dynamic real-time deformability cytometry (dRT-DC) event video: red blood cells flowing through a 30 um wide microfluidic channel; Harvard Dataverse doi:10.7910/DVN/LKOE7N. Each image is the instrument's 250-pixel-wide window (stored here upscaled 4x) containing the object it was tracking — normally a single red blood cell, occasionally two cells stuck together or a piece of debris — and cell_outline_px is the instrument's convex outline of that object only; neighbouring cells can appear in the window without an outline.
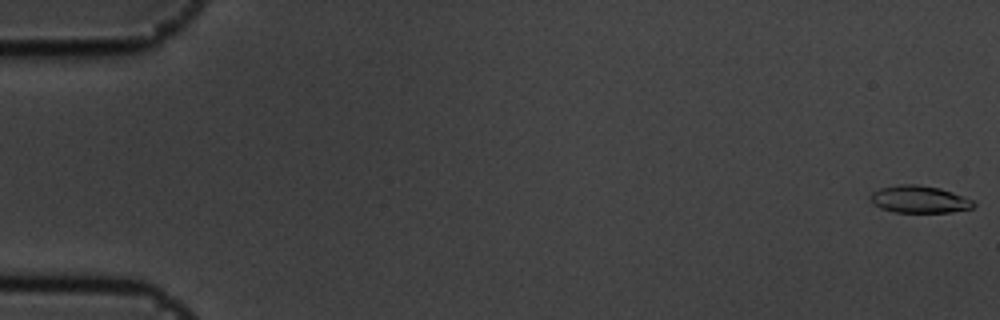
{"species": "common noctule bat (a hibernating species)", "species_latin": "Nyctalus noctula", "temperature_condition": "cold", "stored_images_in_passage": 13, "camera_frame_rate_fps": 3000, "um_per_image_px": 0.085, "animal": {"sex": "male", "body_mass_g": 19.5, "forearm_length_mm": 54.6}, "frame": {"image": 1, "passage_image": 1, "time_ms": 0.0, "image_size_px": [1000, 320], "cell_outline_px": [[976, 204], [972, 208], [952, 212], [896, 212], [880, 208], [872, 204], [868, 196], [872, 192], [880, 188], [900, 184], [916, 184], [940, 188], [976, 200]], "centroid_in_image_um": [78.14, 16.94], "position_along_channel_um": 6.9, "area_um2": 16.59}}
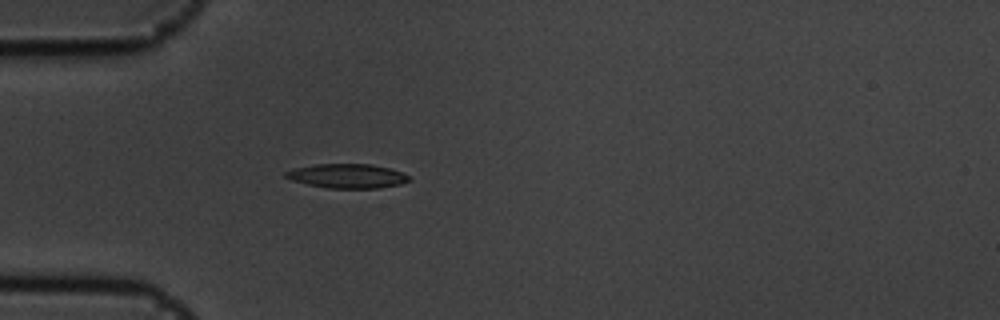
{"frame": {"image": 2, "passage_image": 13, "time_ms": 4.0, "image_size_px": [1000, 320], "cell_outline_px": [[412, 180], [400, 184], [376, 188], [328, 188], [308, 184], [292, 180], [284, 176], [284, 172], [292, 168], [316, 164], [372, 164], [388, 168], [400, 172], [408, 176]], "centroid_in_image_um": [29.48, 14.95], "position_along_channel_um": 55.5, "area_um2": 17.34}}